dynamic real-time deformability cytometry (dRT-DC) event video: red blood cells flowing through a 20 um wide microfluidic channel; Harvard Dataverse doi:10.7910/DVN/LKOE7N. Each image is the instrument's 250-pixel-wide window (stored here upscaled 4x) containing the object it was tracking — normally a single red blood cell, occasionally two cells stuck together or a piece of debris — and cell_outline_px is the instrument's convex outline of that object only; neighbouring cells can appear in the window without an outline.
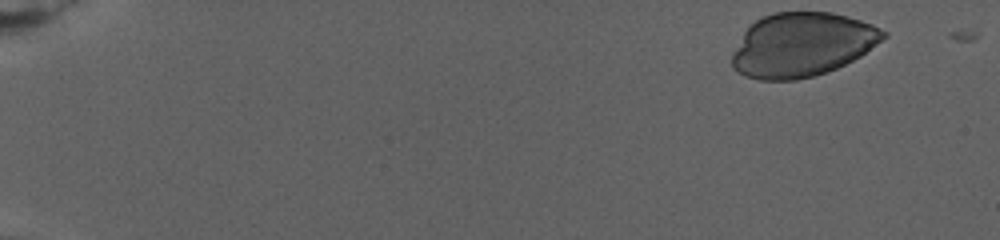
{"species": "human", "species_latin": "Homo sapiens", "temperature_condition": "warm", "stored_images_in_passage": 40, "camera_frame_rate_fps": 3000, "um_per_image_px": 0.085, "donor": {"sex": "female"}, "frame": {"image": 1, "passage_image": 1, "time_ms": 0.0, "image_size_px": [1000, 240], "cell_outline_px": [[888, 36], [860, 56], [836, 68], [812, 76], [796, 80], [760, 80], [744, 76], [736, 72], [732, 68], [732, 52], [744, 32], [756, 20], [764, 16], [776, 12], [832, 12], [848, 16], [872, 24], [888, 32]], "centroid_in_image_um": [68.16, 3.8], "position_along_channel_um": 16.8, "area_um2": 56.36}}